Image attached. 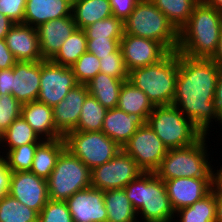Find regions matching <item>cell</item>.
Wrapping results in <instances>:
<instances>
[{"instance_id": "681fc988", "label": "cell", "mask_w": 222, "mask_h": 222, "mask_svg": "<svg viewBox=\"0 0 222 222\" xmlns=\"http://www.w3.org/2000/svg\"><path fill=\"white\" fill-rule=\"evenodd\" d=\"M210 59L213 60L222 69V27L220 30L219 42L217 44L216 51Z\"/></svg>"}, {"instance_id": "9c48e42d", "label": "cell", "mask_w": 222, "mask_h": 222, "mask_svg": "<svg viewBox=\"0 0 222 222\" xmlns=\"http://www.w3.org/2000/svg\"><path fill=\"white\" fill-rule=\"evenodd\" d=\"M63 139L65 148L90 170L109 162L122 149L102 131H71Z\"/></svg>"}, {"instance_id": "277c9868", "label": "cell", "mask_w": 222, "mask_h": 222, "mask_svg": "<svg viewBox=\"0 0 222 222\" xmlns=\"http://www.w3.org/2000/svg\"><path fill=\"white\" fill-rule=\"evenodd\" d=\"M179 69V53L170 52L160 62L129 72L128 80L142 90L154 106L172 105Z\"/></svg>"}, {"instance_id": "52a82bcc", "label": "cell", "mask_w": 222, "mask_h": 222, "mask_svg": "<svg viewBox=\"0 0 222 222\" xmlns=\"http://www.w3.org/2000/svg\"><path fill=\"white\" fill-rule=\"evenodd\" d=\"M167 149L190 146L203 133L175 106H155L146 122Z\"/></svg>"}, {"instance_id": "484cf974", "label": "cell", "mask_w": 222, "mask_h": 222, "mask_svg": "<svg viewBox=\"0 0 222 222\" xmlns=\"http://www.w3.org/2000/svg\"><path fill=\"white\" fill-rule=\"evenodd\" d=\"M65 149L63 138L56 140H43L36 148L31 172L39 177L47 179L52 173L56 161Z\"/></svg>"}, {"instance_id": "3957f363", "label": "cell", "mask_w": 222, "mask_h": 222, "mask_svg": "<svg viewBox=\"0 0 222 222\" xmlns=\"http://www.w3.org/2000/svg\"><path fill=\"white\" fill-rule=\"evenodd\" d=\"M125 193L144 222H173L175 212L171 207L166 187L154 172H143L124 187ZM144 219V220H143Z\"/></svg>"}, {"instance_id": "74e56055", "label": "cell", "mask_w": 222, "mask_h": 222, "mask_svg": "<svg viewBox=\"0 0 222 222\" xmlns=\"http://www.w3.org/2000/svg\"><path fill=\"white\" fill-rule=\"evenodd\" d=\"M38 222H74L66 201L49 199L39 213Z\"/></svg>"}, {"instance_id": "ac0fdd59", "label": "cell", "mask_w": 222, "mask_h": 222, "mask_svg": "<svg viewBox=\"0 0 222 222\" xmlns=\"http://www.w3.org/2000/svg\"><path fill=\"white\" fill-rule=\"evenodd\" d=\"M4 40L17 61L43 60L36 28L24 23H15Z\"/></svg>"}, {"instance_id": "7402d4cb", "label": "cell", "mask_w": 222, "mask_h": 222, "mask_svg": "<svg viewBox=\"0 0 222 222\" xmlns=\"http://www.w3.org/2000/svg\"><path fill=\"white\" fill-rule=\"evenodd\" d=\"M72 0H26L23 23L37 28L53 19L70 16Z\"/></svg>"}, {"instance_id": "8d00e7d4", "label": "cell", "mask_w": 222, "mask_h": 222, "mask_svg": "<svg viewBox=\"0 0 222 222\" xmlns=\"http://www.w3.org/2000/svg\"><path fill=\"white\" fill-rule=\"evenodd\" d=\"M70 68L78 83L87 84L100 72V61L96 55L86 51Z\"/></svg>"}, {"instance_id": "5b68a950", "label": "cell", "mask_w": 222, "mask_h": 222, "mask_svg": "<svg viewBox=\"0 0 222 222\" xmlns=\"http://www.w3.org/2000/svg\"><path fill=\"white\" fill-rule=\"evenodd\" d=\"M124 34L155 40L169 52L178 50L179 31L150 0L136 4L124 21Z\"/></svg>"}, {"instance_id": "cb8c5ba5", "label": "cell", "mask_w": 222, "mask_h": 222, "mask_svg": "<svg viewBox=\"0 0 222 222\" xmlns=\"http://www.w3.org/2000/svg\"><path fill=\"white\" fill-rule=\"evenodd\" d=\"M71 14L79 29L113 16L109 0H72Z\"/></svg>"}, {"instance_id": "7bdbcfd3", "label": "cell", "mask_w": 222, "mask_h": 222, "mask_svg": "<svg viewBox=\"0 0 222 222\" xmlns=\"http://www.w3.org/2000/svg\"><path fill=\"white\" fill-rule=\"evenodd\" d=\"M140 0H109L112 14L125 21Z\"/></svg>"}, {"instance_id": "4fadbf2b", "label": "cell", "mask_w": 222, "mask_h": 222, "mask_svg": "<svg viewBox=\"0 0 222 222\" xmlns=\"http://www.w3.org/2000/svg\"><path fill=\"white\" fill-rule=\"evenodd\" d=\"M120 50L128 72L160 62L170 52L159 42L124 34Z\"/></svg>"}, {"instance_id": "e0dca14e", "label": "cell", "mask_w": 222, "mask_h": 222, "mask_svg": "<svg viewBox=\"0 0 222 222\" xmlns=\"http://www.w3.org/2000/svg\"><path fill=\"white\" fill-rule=\"evenodd\" d=\"M88 95L86 84L79 83L69 90L64 100L52 108L55 127L63 137L77 127L82 106Z\"/></svg>"}, {"instance_id": "11a10c76", "label": "cell", "mask_w": 222, "mask_h": 222, "mask_svg": "<svg viewBox=\"0 0 222 222\" xmlns=\"http://www.w3.org/2000/svg\"><path fill=\"white\" fill-rule=\"evenodd\" d=\"M1 144H2V133L0 132V146H1ZM1 148V147H0ZM2 151L0 150V153H1Z\"/></svg>"}, {"instance_id": "9a60e30c", "label": "cell", "mask_w": 222, "mask_h": 222, "mask_svg": "<svg viewBox=\"0 0 222 222\" xmlns=\"http://www.w3.org/2000/svg\"><path fill=\"white\" fill-rule=\"evenodd\" d=\"M163 182L174 212L193 205L212 191V178L180 177Z\"/></svg>"}, {"instance_id": "816d5d0a", "label": "cell", "mask_w": 222, "mask_h": 222, "mask_svg": "<svg viewBox=\"0 0 222 222\" xmlns=\"http://www.w3.org/2000/svg\"><path fill=\"white\" fill-rule=\"evenodd\" d=\"M216 222H222V198L216 196Z\"/></svg>"}, {"instance_id": "db71d44e", "label": "cell", "mask_w": 222, "mask_h": 222, "mask_svg": "<svg viewBox=\"0 0 222 222\" xmlns=\"http://www.w3.org/2000/svg\"><path fill=\"white\" fill-rule=\"evenodd\" d=\"M218 121V122H217ZM216 122L222 125V105L217 108V118ZM222 128V127H221Z\"/></svg>"}, {"instance_id": "7dc6e473", "label": "cell", "mask_w": 222, "mask_h": 222, "mask_svg": "<svg viewBox=\"0 0 222 222\" xmlns=\"http://www.w3.org/2000/svg\"><path fill=\"white\" fill-rule=\"evenodd\" d=\"M212 191L217 197L222 198V166L216 171L212 169Z\"/></svg>"}, {"instance_id": "4dcf8cb0", "label": "cell", "mask_w": 222, "mask_h": 222, "mask_svg": "<svg viewBox=\"0 0 222 222\" xmlns=\"http://www.w3.org/2000/svg\"><path fill=\"white\" fill-rule=\"evenodd\" d=\"M180 31L200 0H150Z\"/></svg>"}, {"instance_id": "d590c367", "label": "cell", "mask_w": 222, "mask_h": 222, "mask_svg": "<svg viewBox=\"0 0 222 222\" xmlns=\"http://www.w3.org/2000/svg\"><path fill=\"white\" fill-rule=\"evenodd\" d=\"M40 143H28L17 148L10 149L6 155L8 168L12 172L30 171L35 150Z\"/></svg>"}, {"instance_id": "f1b7e54d", "label": "cell", "mask_w": 222, "mask_h": 222, "mask_svg": "<svg viewBox=\"0 0 222 222\" xmlns=\"http://www.w3.org/2000/svg\"><path fill=\"white\" fill-rule=\"evenodd\" d=\"M43 139L33 130V128L20 115L2 133L1 150L5 149L4 155L13 148H17L28 143H41ZM6 145V146H5Z\"/></svg>"}, {"instance_id": "f6af8a7d", "label": "cell", "mask_w": 222, "mask_h": 222, "mask_svg": "<svg viewBox=\"0 0 222 222\" xmlns=\"http://www.w3.org/2000/svg\"><path fill=\"white\" fill-rule=\"evenodd\" d=\"M17 62L10 49L7 47L5 40L0 39V70L10 69L14 67Z\"/></svg>"}, {"instance_id": "5bb4252c", "label": "cell", "mask_w": 222, "mask_h": 222, "mask_svg": "<svg viewBox=\"0 0 222 222\" xmlns=\"http://www.w3.org/2000/svg\"><path fill=\"white\" fill-rule=\"evenodd\" d=\"M8 194L38 213L49 200L46 179L31 171L12 172Z\"/></svg>"}, {"instance_id": "2e32d148", "label": "cell", "mask_w": 222, "mask_h": 222, "mask_svg": "<svg viewBox=\"0 0 222 222\" xmlns=\"http://www.w3.org/2000/svg\"><path fill=\"white\" fill-rule=\"evenodd\" d=\"M74 222H107L104 191L89 187L66 200Z\"/></svg>"}, {"instance_id": "4316f807", "label": "cell", "mask_w": 222, "mask_h": 222, "mask_svg": "<svg viewBox=\"0 0 222 222\" xmlns=\"http://www.w3.org/2000/svg\"><path fill=\"white\" fill-rule=\"evenodd\" d=\"M154 107L147 95L136 88L129 80L122 84L117 108L128 114L140 115L147 122L148 116L154 110Z\"/></svg>"}, {"instance_id": "b9f144b4", "label": "cell", "mask_w": 222, "mask_h": 222, "mask_svg": "<svg viewBox=\"0 0 222 222\" xmlns=\"http://www.w3.org/2000/svg\"><path fill=\"white\" fill-rule=\"evenodd\" d=\"M26 0H0V13L14 23H23Z\"/></svg>"}, {"instance_id": "f5cc1de1", "label": "cell", "mask_w": 222, "mask_h": 222, "mask_svg": "<svg viewBox=\"0 0 222 222\" xmlns=\"http://www.w3.org/2000/svg\"><path fill=\"white\" fill-rule=\"evenodd\" d=\"M209 6L222 12V0H204Z\"/></svg>"}, {"instance_id": "d4e9b609", "label": "cell", "mask_w": 222, "mask_h": 222, "mask_svg": "<svg viewBox=\"0 0 222 222\" xmlns=\"http://www.w3.org/2000/svg\"><path fill=\"white\" fill-rule=\"evenodd\" d=\"M125 81L99 72L87 84L88 92L107 110L117 107L120 89Z\"/></svg>"}, {"instance_id": "ba28073f", "label": "cell", "mask_w": 222, "mask_h": 222, "mask_svg": "<svg viewBox=\"0 0 222 222\" xmlns=\"http://www.w3.org/2000/svg\"><path fill=\"white\" fill-rule=\"evenodd\" d=\"M46 181L49 199L66 201L75 192L91 187V170L65 148Z\"/></svg>"}, {"instance_id": "bcb514c9", "label": "cell", "mask_w": 222, "mask_h": 222, "mask_svg": "<svg viewBox=\"0 0 222 222\" xmlns=\"http://www.w3.org/2000/svg\"><path fill=\"white\" fill-rule=\"evenodd\" d=\"M0 94H12V68L0 70Z\"/></svg>"}, {"instance_id": "f35d334b", "label": "cell", "mask_w": 222, "mask_h": 222, "mask_svg": "<svg viewBox=\"0 0 222 222\" xmlns=\"http://www.w3.org/2000/svg\"><path fill=\"white\" fill-rule=\"evenodd\" d=\"M21 103L12 94H0V132L21 115Z\"/></svg>"}, {"instance_id": "7c38bea8", "label": "cell", "mask_w": 222, "mask_h": 222, "mask_svg": "<svg viewBox=\"0 0 222 222\" xmlns=\"http://www.w3.org/2000/svg\"><path fill=\"white\" fill-rule=\"evenodd\" d=\"M78 84L70 67L55 64L51 60H42L37 101L53 108Z\"/></svg>"}, {"instance_id": "d6a6232c", "label": "cell", "mask_w": 222, "mask_h": 222, "mask_svg": "<svg viewBox=\"0 0 222 222\" xmlns=\"http://www.w3.org/2000/svg\"><path fill=\"white\" fill-rule=\"evenodd\" d=\"M107 109L90 94L81 109L80 118L74 131H102Z\"/></svg>"}, {"instance_id": "6da1fadb", "label": "cell", "mask_w": 222, "mask_h": 222, "mask_svg": "<svg viewBox=\"0 0 222 222\" xmlns=\"http://www.w3.org/2000/svg\"><path fill=\"white\" fill-rule=\"evenodd\" d=\"M221 68L211 59L191 58L179 53V69L172 105L177 107L205 136L216 122L214 101Z\"/></svg>"}, {"instance_id": "8992f818", "label": "cell", "mask_w": 222, "mask_h": 222, "mask_svg": "<svg viewBox=\"0 0 222 222\" xmlns=\"http://www.w3.org/2000/svg\"><path fill=\"white\" fill-rule=\"evenodd\" d=\"M207 136L194 144L169 149L154 173L163 181L180 177L212 178V164L207 152Z\"/></svg>"}, {"instance_id": "ee69618b", "label": "cell", "mask_w": 222, "mask_h": 222, "mask_svg": "<svg viewBox=\"0 0 222 222\" xmlns=\"http://www.w3.org/2000/svg\"><path fill=\"white\" fill-rule=\"evenodd\" d=\"M0 155V199L6 196L10 188L12 171L8 168L6 158Z\"/></svg>"}, {"instance_id": "d6986e66", "label": "cell", "mask_w": 222, "mask_h": 222, "mask_svg": "<svg viewBox=\"0 0 222 222\" xmlns=\"http://www.w3.org/2000/svg\"><path fill=\"white\" fill-rule=\"evenodd\" d=\"M36 29L42 59L51 60L60 50L63 42L77 29V25L71 14L43 23Z\"/></svg>"}, {"instance_id": "1f68e13d", "label": "cell", "mask_w": 222, "mask_h": 222, "mask_svg": "<svg viewBox=\"0 0 222 222\" xmlns=\"http://www.w3.org/2000/svg\"><path fill=\"white\" fill-rule=\"evenodd\" d=\"M87 51V37L83 29L77 28L62 44L51 59L55 64L72 66Z\"/></svg>"}, {"instance_id": "30bf717a", "label": "cell", "mask_w": 222, "mask_h": 222, "mask_svg": "<svg viewBox=\"0 0 222 222\" xmlns=\"http://www.w3.org/2000/svg\"><path fill=\"white\" fill-rule=\"evenodd\" d=\"M141 173L135 160L121 149L109 162L91 170V187L102 191L124 188Z\"/></svg>"}, {"instance_id": "83f0119b", "label": "cell", "mask_w": 222, "mask_h": 222, "mask_svg": "<svg viewBox=\"0 0 222 222\" xmlns=\"http://www.w3.org/2000/svg\"><path fill=\"white\" fill-rule=\"evenodd\" d=\"M107 222H139L124 188L104 191Z\"/></svg>"}, {"instance_id": "7a4b0ae2", "label": "cell", "mask_w": 222, "mask_h": 222, "mask_svg": "<svg viewBox=\"0 0 222 222\" xmlns=\"http://www.w3.org/2000/svg\"><path fill=\"white\" fill-rule=\"evenodd\" d=\"M221 27L222 12L200 0L179 31L177 52L191 58L210 59L216 51Z\"/></svg>"}, {"instance_id": "ffe728a7", "label": "cell", "mask_w": 222, "mask_h": 222, "mask_svg": "<svg viewBox=\"0 0 222 222\" xmlns=\"http://www.w3.org/2000/svg\"><path fill=\"white\" fill-rule=\"evenodd\" d=\"M41 61H18L12 67V95L21 103L37 101L40 90Z\"/></svg>"}, {"instance_id": "f907efd6", "label": "cell", "mask_w": 222, "mask_h": 222, "mask_svg": "<svg viewBox=\"0 0 222 222\" xmlns=\"http://www.w3.org/2000/svg\"><path fill=\"white\" fill-rule=\"evenodd\" d=\"M214 101L217 108L222 105V69L217 78Z\"/></svg>"}, {"instance_id": "f546056e", "label": "cell", "mask_w": 222, "mask_h": 222, "mask_svg": "<svg viewBox=\"0 0 222 222\" xmlns=\"http://www.w3.org/2000/svg\"><path fill=\"white\" fill-rule=\"evenodd\" d=\"M177 222H216V195L211 191L208 195L193 205L175 212Z\"/></svg>"}, {"instance_id": "60d3db41", "label": "cell", "mask_w": 222, "mask_h": 222, "mask_svg": "<svg viewBox=\"0 0 222 222\" xmlns=\"http://www.w3.org/2000/svg\"><path fill=\"white\" fill-rule=\"evenodd\" d=\"M122 37H107L106 39H87V51L99 59L115 53L120 48Z\"/></svg>"}, {"instance_id": "603a6c76", "label": "cell", "mask_w": 222, "mask_h": 222, "mask_svg": "<svg viewBox=\"0 0 222 222\" xmlns=\"http://www.w3.org/2000/svg\"><path fill=\"white\" fill-rule=\"evenodd\" d=\"M21 115L41 139L63 138L55 127L52 107L39 101H32L21 105Z\"/></svg>"}, {"instance_id": "836d02e7", "label": "cell", "mask_w": 222, "mask_h": 222, "mask_svg": "<svg viewBox=\"0 0 222 222\" xmlns=\"http://www.w3.org/2000/svg\"><path fill=\"white\" fill-rule=\"evenodd\" d=\"M39 213L9 194L0 199V222H38Z\"/></svg>"}, {"instance_id": "44dd1931", "label": "cell", "mask_w": 222, "mask_h": 222, "mask_svg": "<svg viewBox=\"0 0 222 222\" xmlns=\"http://www.w3.org/2000/svg\"><path fill=\"white\" fill-rule=\"evenodd\" d=\"M145 124L146 121L140 115L128 114L116 107L107 110L103 120L102 132L122 148L138 128Z\"/></svg>"}, {"instance_id": "c3c4849f", "label": "cell", "mask_w": 222, "mask_h": 222, "mask_svg": "<svg viewBox=\"0 0 222 222\" xmlns=\"http://www.w3.org/2000/svg\"><path fill=\"white\" fill-rule=\"evenodd\" d=\"M14 24L7 16L0 13V39H5Z\"/></svg>"}, {"instance_id": "e575fe53", "label": "cell", "mask_w": 222, "mask_h": 222, "mask_svg": "<svg viewBox=\"0 0 222 222\" xmlns=\"http://www.w3.org/2000/svg\"><path fill=\"white\" fill-rule=\"evenodd\" d=\"M87 39H106L107 37H123L124 21L111 16L109 18L96 21L84 29Z\"/></svg>"}, {"instance_id": "ab89813d", "label": "cell", "mask_w": 222, "mask_h": 222, "mask_svg": "<svg viewBox=\"0 0 222 222\" xmlns=\"http://www.w3.org/2000/svg\"><path fill=\"white\" fill-rule=\"evenodd\" d=\"M100 61V72L113 76L124 81H128L129 72L125 66V62L120 48L109 56L102 57Z\"/></svg>"}, {"instance_id": "8fae6325", "label": "cell", "mask_w": 222, "mask_h": 222, "mask_svg": "<svg viewBox=\"0 0 222 222\" xmlns=\"http://www.w3.org/2000/svg\"><path fill=\"white\" fill-rule=\"evenodd\" d=\"M122 149L135 160L143 172H154L168 152L147 123L138 128Z\"/></svg>"}]
</instances>
